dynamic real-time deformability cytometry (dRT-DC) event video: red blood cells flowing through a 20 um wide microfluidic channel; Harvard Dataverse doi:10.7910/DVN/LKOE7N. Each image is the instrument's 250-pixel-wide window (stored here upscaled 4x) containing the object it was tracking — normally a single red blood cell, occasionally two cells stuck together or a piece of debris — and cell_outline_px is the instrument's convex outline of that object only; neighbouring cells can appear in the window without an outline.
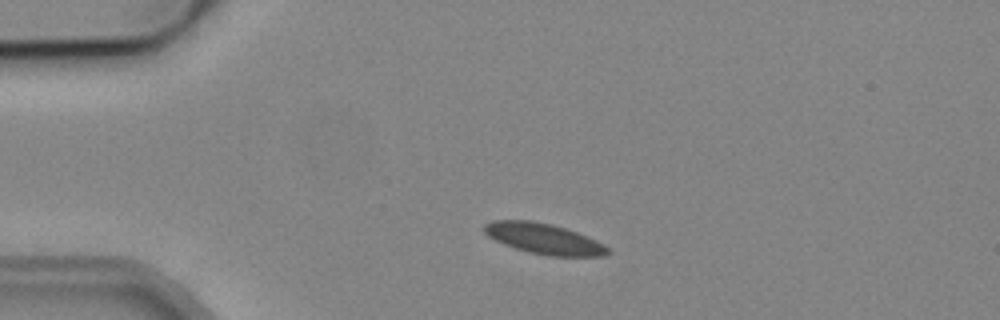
{"species": "common noctule bat (a hibernating species)", "species_latin": "Nyctalus noctula", "temperature_condition": "cold", "stored_images_in_passage": 4, "camera_frame_rate_fps": 3000, "um_per_image_px": 0.085, "animal": {"sex": "male", "body_mass_g": 19.2, "forearm_length_mm": 51.8}, "frame": {"image": 1, "passage_image": 3, "time_ms": 2.333, "image_size_px": [1000, 320], "cell_outline_px": [[612, 252], [604, 256], [552, 256], [528, 252], [504, 244], [488, 236], [484, 232], [484, 224], [492, 220], [532, 220], [564, 228], [588, 236], [604, 244]], "centroid_in_image_um": [46.24, 20.29], "position_along_channel_um": 38.8, "area_um2": 21.91}}